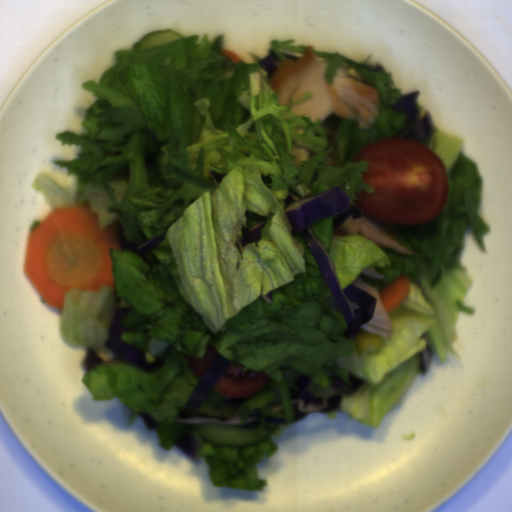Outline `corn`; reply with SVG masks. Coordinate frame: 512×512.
I'll return each instance as SVG.
<instances>
[{
	"label": "corn",
	"instance_id": "corn-1",
	"mask_svg": "<svg viewBox=\"0 0 512 512\" xmlns=\"http://www.w3.org/2000/svg\"><path fill=\"white\" fill-rule=\"evenodd\" d=\"M358 354H373L381 350L383 346L380 335L370 333L359 326L354 338Z\"/></svg>",
	"mask_w": 512,
	"mask_h": 512
}]
</instances>
